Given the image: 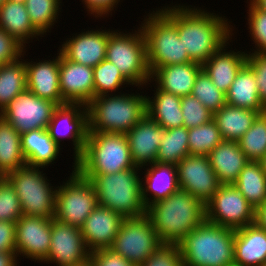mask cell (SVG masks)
<instances>
[{
    "instance_id": "cell-13",
    "label": "cell",
    "mask_w": 266,
    "mask_h": 266,
    "mask_svg": "<svg viewBox=\"0 0 266 266\" xmlns=\"http://www.w3.org/2000/svg\"><path fill=\"white\" fill-rule=\"evenodd\" d=\"M57 107L56 103L26 89L0 112V116L21 135L35 129H47Z\"/></svg>"
},
{
    "instance_id": "cell-3",
    "label": "cell",
    "mask_w": 266,
    "mask_h": 266,
    "mask_svg": "<svg viewBox=\"0 0 266 266\" xmlns=\"http://www.w3.org/2000/svg\"><path fill=\"white\" fill-rule=\"evenodd\" d=\"M234 237V229L205 220L177 243L183 266H224L234 263Z\"/></svg>"
},
{
    "instance_id": "cell-46",
    "label": "cell",
    "mask_w": 266,
    "mask_h": 266,
    "mask_svg": "<svg viewBox=\"0 0 266 266\" xmlns=\"http://www.w3.org/2000/svg\"><path fill=\"white\" fill-rule=\"evenodd\" d=\"M246 64L254 72L259 99L266 108V53L254 52L247 54Z\"/></svg>"
},
{
    "instance_id": "cell-55",
    "label": "cell",
    "mask_w": 266,
    "mask_h": 266,
    "mask_svg": "<svg viewBox=\"0 0 266 266\" xmlns=\"http://www.w3.org/2000/svg\"><path fill=\"white\" fill-rule=\"evenodd\" d=\"M9 1H13V2H16V3H21V4H25L26 3V0H9Z\"/></svg>"
},
{
    "instance_id": "cell-51",
    "label": "cell",
    "mask_w": 266,
    "mask_h": 266,
    "mask_svg": "<svg viewBox=\"0 0 266 266\" xmlns=\"http://www.w3.org/2000/svg\"><path fill=\"white\" fill-rule=\"evenodd\" d=\"M255 223L266 230V200L255 210Z\"/></svg>"
},
{
    "instance_id": "cell-18",
    "label": "cell",
    "mask_w": 266,
    "mask_h": 266,
    "mask_svg": "<svg viewBox=\"0 0 266 266\" xmlns=\"http://www.w3.org/2000/svg\"><path fill=\"white\" fill-rule=\"evenodd\" d=\"M59 85L65 103L86 106L94 98L93 68L72 62L60 52Z\"/></svg>"
},
{
    "instance_id": "cell-12",
    "label": "cell",
    "mask_w": 266,
    "mask_h": 266,
    "mask_svg": "<svg viewBox=\"0 0 266 266\" xmlns=\"http://www.w3.org/2000/svg\"><path fill=\"white\" fill-rule=\"evenodd\" d=\"M205 211L207 222L234 230L255 223V209L233 184L220 185Z\"/></svg>"
},
{
    "instance_id": "cell-4",
    "label": "cell",
    "mask_w": 266,
    "mask_h": 266,
    "mask_svg": "<svg viewBox=\"0 0 266 266\" xmlns=\"http://www.w3.org/2000/svg\"><path fill=\"white\" fill-rule=\"evenodd\" d=\"M146 101L134 94L94 97L86 105L88 131L126 134L147 115Z\"/></svg>"
},
{
    "instance_id": "cell-15",
    "label": "cell",
    "mask_w": 266,
    "mask_h": 266,
    "mask_svg": "<svg viewBox=\"0 0 266 266\" xmlns=\"http://www.w3.org/2000/svg\"><path fill=\"white\" fill-rule=\"evenodd\" d=\"M81 228L51 219L50 252L44 260L59 266H85L89 261Z\"/></svg>"
},
{
    "instance_id": "cell-32",
    "label": "cell",
    "mask_w": 266,
    "mask_h": 266,
    "mask_svg": "<svg viewBox=\"0 0 266 266\" xmlns=\"http://www.w3.org/2000/svg\"><path fill=\"white\" fill-rule=\"evenodd\" d=\"M0 28L23 46L28 38L40 35L31 24L25 4L9 0H6L0 7Z\"/></svg>"
},
{
    "instance_id": "cell-25",
    "label": "cell",
    "mask_w": 266,
    "mask_h": 266,
    "mask_svg": "<svg viewBox=\"0 0 266 266\" xmlns=\"http://www.w3.org/2000/svg\"><path fill=\"white\" fill-rule=\"evenodd\" d=\"M202 69V64L189 62L172 64L157 68L151 78H155L158 88L180 97L191 95L195 79Z\"/></svg>"
},
{
    "instance_id": "cell-21",
    "label": "cell",
    "mask_w": 266,
    "mask_h": 266,
    "mask_svg": "<svg viewBox=\"0 0 266 266\" xmlns=\"http://www.w3.org/2000/svg\"><path fill=\"white\" fill-rule=\"evenodd\" d=\"M108 31L78 34L62 45L60 52L70 61L94 68L106 59Z\"/></svg>"
},
{
    "instance_id": "cell-11",
    "label": "cell",
    "mask_w": 266,
    "mask_h": 266,
    "mask_svg": "<svg viewBox=\"0 0 266 266\" xmlns=\"http://www.w3.org/2000/svg\"><path fill=\"white\" fill-rule=\"evenodd\" d=\"M162 242L147 214L124 218L120 229L109 248L135 266L143 264Z\"/></svg>"
},
{
    "instance_id": "cell-39",
    "label": "cell",
    "mask_w": 266,
    "mask_h": 266,
    "mask_svg": "<svg viewBox=\"0 0 266 266\" xmlns=\"http://www.w3.org/2000/svg\"><path fill=\"white\" fill-rule=\"evenodd\" d=\"M191 95L213 114L227 103L226 94L213 84L210 76L203 69L195 79Z\"/></svg>"
},
{
    "instance_id": "cell-52",
    "label": "cell",
    "mask_w": 266,
    "mask_h": 266,
    "mask_svg": "<svg viewBox=\"0 0 266 266\" xmlns=\"http://www.w3.org/2000/svg\"><path fill=\"white\" fill-rule=\"evenodd\" d=\"M16 252L0 253V266H16Z\"/></svg>"
},
{
    "instance_id": "cell-22",
    "label": "cell",
    "mask_w": 266,
    "mask_h": 266,
    "mask_svg": "<svg viewBox=\"0 0 266 266\" xmlns=\"http://www.w3.org/2000/svg\"><path fill=\"white\" fill-rule=\"evenodd\" d=\"M49 61L33 64L25 61L27 90L58 106L64 105L66 103L62 98L59 85L60 53L55 60Z\"/></svg>"
},
{
    "instance_id": "cell-56",
    "label": "cell",
    "mask_w": 266,
    "mask_h": 266,
    "mask_svg": "<svg viewBox=\"0 0 266 266\" xmlns=\"http://www.w3.org/2000/svg\"><path fill=\"white\" fill-rule=\"evenodd\" d=\"M224 266H239V265L234 262V263H230V264L224 265Z\"/></svg>"
},
{
    "instance_id": "cell-35",
    "label": "cell",
    "mask_w": 266,
    "mask_h": 266,
    "mask_svg": "<svg viewBox=\"0 0 266 266\" xmlns=\"http://www.w3.org/2000/svg\"><path fill=\"white\" fill-rule=\"evenodd\" d=\"M27 89L26 67L19 59L0 65V112Z\"/></svg>"
},
{
    "instance_id": "cell-20",
    "label": "cell",
    "mask_w": 266,
    "mask_h": 266,
    "mask_svg": "<svg viewBox=\"0 0 266 266\" xmlns=\"http://www.w3.org/2000/svg\"><path fill=\"white\" fill-rule=\"evenodd\" d=\"M165 129L147 115L125 135L135 167L156 162Z\"/></svg>"
},
{
    "instance_id": "cell-2",
    "label": "cell",
    "mask_w": 266,
    "mask_h": 266,
    "mask_svg": "<svg viewBox=\"0 0 266 266\" xmlns=\"http://www.w3.org/2000/svg\"><path fill=\"white\" fill-rule=\"evenodd\" d=\"M159 240L177 244L206 220L205 205L186 190L178 189L147 208L146 213Z\"/></svg>"
},
{
    "instance_id": "cell-36",
    "label": "cell",
    "mask_w": 266,
    "mask_h": 266,
    "mask_svg": "<svg viewBox=\"0 0 266 266\" xmlns=\"http://www.w3.org/2000/svg\"><path fill=\"white\" fill-rule=\"evenodd\" d=\"M189 154L188 128L165 129L156 162L177 165Z\"/></svg>"
},
{
    "instance_id": "cell-53",
    "label": "cell",
    "mask_w": 266,
    "mask_h": 266,
    "mask_svg": "<svg viewBox=\"0 0 266 266\" xmlns=\"http://www.w3.org/2000/svg\"><path fill=\"white\" fill-rule=\"evenodd\" d=\"M251 3L256 8L266 13V0H251Z\"/></svg>"
},
{
    "instance_id": "cell-26",
    "label": "cell",
    "mask_w": 266,
    "mask_h": 266,
    "mask_svg": "<svg viewBox=\"0 0 266 266\" xmlns=\"http://www.w3.org/2000/svg\"><path fill=\"white\" fill-rule=\"evenodd\" d=\"M222 46L202 64V69L210 76L213 84L227 94L240 69L246 64L244 52H223ZM222 51V52H221ZM239 53V54H238Z\"/></svg>"
},
{
    "instance_id": "cell-38",
    "label": "cell",
    "mask_w": 266,
    "mask_h": 266,
    "mask_svg": "<svg viewBox=\"0 0 266 266\" xmlns=\"http://www.w3.org/2000/svg\"><path fill=\"white\" fill-rule=\"evenodd\" d=\"M223 138L214 119L188 129L189 153L208 156Z\"/></svg>"
},
{
    "instance_id": "cell-8",
    "label": "cell",
    "mask_w": 266,
    "mask_h": 266,
    "mask_svg": "<svg viewBox=\"0 0 266 266\" xmlns=\"http://www.w3.org/2000/svg\"><path fill=\"white\" fill-rule=\"evenodd\" d=\"M38 168V169H37ZM37 166L24 165L4 178L19 197L23 215L54 219L57 190H52Z\"/></svg>"
},
{
    "instance_id": "cell-45",
    "label": "cell",
    "mask_w": 266,
    "mask_h": 266,
    "mask_svg": "<svg viewBox=\"0 0 266 266\" xmlns=\"http://www.w3.org/2000/svg\"><path fill=\"white\" fill-rule=\"evenodd\" d=\"M249 28L254 42L257 44L255 52L266 53V13L256 8L250 2Z\"/></svg>"
},
{
    "instance_id": "cell-24",
    "label": "cell",
    "mask_w": 266,
    "mask_h": 266,
    "mask_svg": "<svg viewBox=\"0 0 266 266\" xmlns=\"http://www.w3.org/2000/svg\"><path fill=\"white\" fill-rule=\"evenodd\" d=\"M221 185L234 184L249 160L237 141L223 140L208 155Z\"/></svg>"
},
{
    "instance_id": "cell-57",
    "label": "cell",
    "mask_w": 266,
    "mask_h": 266,
    "mask_svg": "<svg viewBox=\"0 0 266 266\" xmlns=\"http://www.w3.org/2000/svg\"><path fill=\"white\" fill-rule=\"evenodd\" d=\"M6 0H0V7Z\"/></svg>"
},
{
    "instance_id": "cell-34",
    "label": "cell",
    "mask_w": 266,
    "mask_h": 266,
    "mask_svg": "<svg viewBox=\"0 0 266 266\" xmlns=\"http://www.w3.org/2000/svg\"><path fill=\"white\" fill-rule=\"evenodd\" d=\"M233 185L255 210L266 200V175L260 162L249 161Z\"/></svg>"
},
{
    "instance_id": "cell-44",
    "label": "cell",
    "mask_w": 266,
    "mask_h": 266,
    "mask_svg": "<svg viewBox=\"0 0 266 266\" xmlns=\"http://www.w3.org/2000/svg\"><path fill=\"white\" fill-rule=\"evenodd\" d=\"M139 266H183V260L177 244L162 243V245Z\"/></svg>"
},
{
    "instance_id": "cell-17",
    "label": "cell",
    "mask_w": 266,
    "mask_h": 266,
    "mask_svg": "<svg viewBox=\"0 0 266 266\" xmlns=\"http://www.w3.org/2000/svg\"><path fill=\"white\" fill-rule=\"evenodd\" d=\"M83 104H70L66 103L64 105L58 106L48 124V132L50 137L60 145V139L63 135H69L68 137L72 138L75 153V161L83 154L85 144L88 137V111L86 106ZM82 108L81 111L79 108ZM85 109V110H84ZM60 121L66 123L63 132L60 127ZM60 127V128H59ZM61 130V131H60Z\"/></svg>"
},
{
    "instance_id": "cell-42",
    "label": "cell",
    "mask_w": 266,
    "mask_h": 266,
    "mask_svg": "<svg viewBox=\"0 0 266 266\" xmlns=\"http://www.w3.org/2000/svg\"><path fill=\"white\" fill-rule=\"evenodd\" d=\"M181 109L184 126L188 129L200 126L213 119V113L192 95L181 97Z\"/></svg>"
},
{
    "instance_id": "cell-54",
    "label": "cell",
    "mask_w": 266,
    "mask_h": 266,
    "mask_svg": "<svg viewBox=\"0 0 266 266\" xmlns=\"http://www.w3.org/2000/svg\"><path fill=\"white\" fill-rule=\"evenodd\" d=\"M259 162H260L261 167H262V169L266 175V153Z\"/></svg>"
},
{
    "instance_id": "cell-48",
    "label": "cell",
    "mask_w": 266,
    "mask_h": 266,
    "mask_svg": "<svg viewBox=\"0 0 266 266\" xmlns=\"http://www.w3.org/2000/svg\"><path fill=\"white\" fill-rule=\"evenodd\" d=\"M87 266H135L110 249H100L90 253Z\"/></svg>"
},
{
    "instance_id": "cell-14",
    "label": "cell",
    "mask_w": 266,
    "mask_h": 266,
    "mask_svg": "<svg viewBox=\"0 0 266 266\" xmlns=\"http://www.w3.org/2000/svg\"><path fill=\"white\" fill-rule=\"evenodd\" d=\"M176 167L180 189L194 195L204 205L213 198L221 185L208 156L189 154Z\"/></svg>"
},
{
    "instance_id": "cell-19",
    "label": "cell",
    "mask_w": 266,
    "mask_h": 266,
    "mask_svg": "<svg viewBox=\"0 0 266 266\" xmlns=\"http://www.w3.org/2000/svg\"><path fill=\"white\" fill-rule=\"evenodd\" d=\"M123 220L124 217L121 214L98 204L81 227L88 250L93 252L109 249Z\"/></svg>"
},
{
    "instance_id": "cell-43",
    "label": "cell",
    "mask_w": 266,
    "mask_h": 266,
    "mask_svg": "<svg viewBox=\"0 0 266 266\" xmlns=\"http://www.w3.org/2000/svg\"><path fill=\"white\" fill-rule=\"evenodd\" d=\"M23 215L19 197L11 184L0 181V221L16 222Z\"/></svg>"
},
{
    "instance_id": "cell-58",
    "label": "cell",
    "mask_w": 266,
    "mask_h": 266,
    "mask_svg": "<svg viewBox=\"0 0 266 266\" xmlns=\"http://www.w3.org/2000/svg\"><path fill=\"white\" fill-rule=\"evenodd\" d=\"M4 178V176L0 173V181Z\"/></svg>"
},
{
    "instance_id": "cell-6",
    "label": "cell",
    "mask_w": 266,
    "mask_h": 266,
    "mask_svg": "<svg viewBox=\"0 0 266 266\" xmlns=\"http://www.w3.org/2000/svg\"><path fill=\"white\" fill-rule=\"evenodd\" d=\"M74 168L81 175H100L135 168L125 134L89 132Z\"/></svg>"
},
{
    "instance_id": "cell-31",
    "label": "cell",
    "mask_w": 266,
    "mask_h": 266,
    "mask_svg": "<svg viewBox=\"0 0 266 266\" xmlns=\"http://www.w3.org/2000/svg\"><path fill=\"white\" fill-rule=\"evenodd\" d=\"M155 94L154 100L147 98V116L164 129L184 126L181 97L159 88L156 89Z\"/></svg>"
},
{
    "instance_id": "cell-49",
    "label": "cell",
    "mask_w": 266,
    "mask_h": 266,
    "mask_svg": "<svg viewBox=\"0 0 266 266\" xmlns=\"http://www.w3.org/2000/svg\"><path fill=\"white\" fill-rule=\"evenodd\" d=\"M16 252V222L0 221V253Z\"/></svg>"
},
{
    "instance_id": "cell-41",
    "label": "cell",
    "mask_w": 266,
    "mask_h": 266,
    "mask_svg": "<svg viewBox=\"0 0 266 266\" xmlns=\"http://www.w3.org/2000/svg\"><path fill=\"white\" fill-rule=\"evenodd\" d=\"M60 0H26L25 6L33 27L40 33H46L57 18Z\"/></svg>"
},
{
    "instance_id": "cell-16",
    "label": "cell",
    "mask_w": 266,
    "mask_h": 266,
    "mask_svg": "<svg viewBox=\"0 0 266 266\" xmlns=\"http://www.w3.org/2000/svg\"><path fill=\"white\" fill-rule=\"evenodd\" d=\"M51 245V219L22 215L16 221V254L44 261Z\"/></svg>"
},
{
    "instance_id": "cell-28",
    "label": "cell",
    "mask_w": 266,
    "mask_h": 266,
    "mask_svg": "<svg viewBox=\"0 0 266 266\" xmlns=\"http://www.w3.org/2000/svg\"><path fill=\"white\" fill-rule=\"evenodd\" d=\"M59 148L47 129H35L21 134V149L26 165L41 168L47 166L57 158Z\"/></svg>"
},
{
    "instance_id": "cell-29",
    "label": "cell",
    "mask_w": 266,
    "mask_h": 266,
    "mask_svg": "<svg viewBox=\"0 0 266 266\" xmlns=\"http://www.w3.org/2000/svg\"><path fill=\"white\" fill-rule=\"evenodd\" d=\"M259 112L225 104L213 114L223 140L238 141L252 126Z\"/></svg>"
},
{
    "instance_id": "cell-50",
    "label": "cell",
    "mask_w": 266,
    "mask_h": 266,
    "mask_svg": "<svg viewBox=\"0 0 266 266\" xmlns=\"http://www.w3.org/2000/svg\"><path fill=\"white\" fill-rule=\"evenodd\" d=\"M85 6H87L88 11H91V14L95 13L97 16L108 14L115 7L114 5L118 3V0H83ZM110 10V11H109Z\"/></svg>"
},
{
    "instance_id": "cell-10",
    "label": "cell",
    "mask_w": 266,
    "mask_h": 266,
    "mask_svg": "<svg viewBox=\"0 0 266 266\" xmlns=\"http://www.w3.org/2000/svg\"><path fill=\"white\" fill-rule=\"evenodd\" d=\"M57 188L54 219L81 228L98 205L93 184L74 168L65 185Z\"/></svg>"
},
{
    "instance_id": "cell-1",
    "label": "cell",
    "mask_w": 266,
    "mask_h": 266,
    "mask_svg": "<svg viewBox=\"0 0 266 266\" xmlns=\"http://www.w3.org/2000/svg\"><path fill=\"white\" fill-rule=\"evenodd\" d=\"M176 7H167L161 12L177 27L189 58L203 64L230 39L227 20L197 8Z\"/></svg>"
},
{
    "instance_id": "cell-9",
    "label": "cell",
    "mask_w": 266,
    "mask_h": 266,
    "mask_svg": "<svg viewBox=\"0 0 266 266\" xmlns=\"http://www.w3.org/2000/svg\"><path fill=\"white\" fill-rule=\"evenodd\" d=\"M135 34L108 31L106 59L136 86L147 83L151 73L147 64L146 39L142 29Z\"/></svg>"
},
{
    "instance_id": "cell-27",
    "label": "cell",
    "mask_w": 266,
    "mask_h": 266,
    "mask_svg": "<svg viewBox=\"0 0 266 266\" xmlns=\"http://www.w3.org/2000/svg\"><path fill=\"white\" fill-rule=\"evenodd\" d=\"M145 178V183L147 185L146 187L145 185H142L141 189L142 199L146 208L159 200L166 199L180 188L178 183L177 167L174 164L154 162L151 164V168L147 169ZM149 191L153 194L151 202L146 195Z\"/></svg>"
},
{
    "instance_id": "cell-30",
    "label": "cell",
    "mask_w": 266,
    "mask_h": 266,
    "mask_svg": "<svg viewBox=\"0 0 266 266\" xmlns=\"http://www.w3.org/2000/svg\"><path fill=\"white\" fill-rule=\"evenodd\" d=\"M227 104L264 113L266 108L259 99L253 70L245 64L238 72L226 94Z\"/></svg>"
},
{
    "instance_id": "cell-37",
    "label": "cell",
    "mask_w": 266,
    "mask_h": 266,
    "mask_svg": "<svg viewBox=\"0 0 266 266\" xmlns=\"http://www.w3.org/2000/svg\"><path fill=\"white\" fill-rule=\"evenodd\" d=\"M237 143L249 161L259 162L262 159L266 153V111L257 115Z\"/></svg>"
},
{
    "instance_id": "cell-5",
    "label": "cell",
    "mask_w": 266,
    "mask_h": 266,
    "mask_svg": "<svg viewBox=\"0 0 266 266\" xmlns=\"http://www.w3.org/2000/svg\"><path fill=\"white\" fill-rule=\"evenodd\" d=\"M138 167L100 175H82L89 179L96 191L97 202L124 218L139 217L147 213L142 199V181Z\"/></svg>"
},
{
    "instance_id": "cell-7",
    "label": "cell",
    "mask_w": 266,
    "mask_h": 266,
    "mask_svg": "<svg viewBox=\"0 0 266 266\" xmlns=\"http://www.w3.org/2000/svg\"><path fill=\"white\" fill-rule=\"evenodd\" d=\"M149 15L141 27L150 73L159 67L193 62L179 38L177 27L159 10Z\"/></svg>"
},
{
    "instance_id": "cell-23",
    "label": "cell",
    "mask_w": 266,
    "mask_h": 266,
    "mask_svg": "<svg viewBox=\"0 0 266 266\" xmlns=\"http://www.w3.org/2000/svg\"><path fill=\"white\" fill-rule=\"evenodd\" d=\"M234 262L239 266H266V230L256 223L235 230Z\"/></svg>"
},
{
    "instance_id": "cell-40",
    "label": "cell",
    "mask_w": 266,
    "mask_h": 266,
    "mask_svg": "<svg viewBox=\"0 0 266 266\" xmlns=\"http://www.w3.org/2000/svg\"><path fill=\"white\" fill-rule=\"evenodd\" d=\"M93 76L94 97L107 95L110 91H116L125 82L130 84L120 70L107 59H104L93 68Z\"/></svg>"
},
{
    "instance_id": "cell-47",
    "label": "cell",
    "mask_w": 266,
    "mask_h": 266,
    "mask_svg": "<svg viewBox=\"0 0 266 266\" xmlns=\"http://www.w3.org/2000/svg\"><path fill=\"white\" fill-rule=\"evenodd\" d=\"M23 47L13 36L0 28V65L17 61L24 52Z\"/></svg>"
},
{
    "instance_id": "cell-33",
    "label": "cell",
    "mask_w": 266,
    "mask_h": 266,
    "mask_svg": "<svg viewBox=\"0 0 266 266\" xmlns=\"http://www.w3.org/2000/svg\"><path fill=\"white\" fill-rule=\"evenodd\" d=\"M26 165L21 149V135L0 116V173L5 176Z\"/></svg>"
}]
</instances>
